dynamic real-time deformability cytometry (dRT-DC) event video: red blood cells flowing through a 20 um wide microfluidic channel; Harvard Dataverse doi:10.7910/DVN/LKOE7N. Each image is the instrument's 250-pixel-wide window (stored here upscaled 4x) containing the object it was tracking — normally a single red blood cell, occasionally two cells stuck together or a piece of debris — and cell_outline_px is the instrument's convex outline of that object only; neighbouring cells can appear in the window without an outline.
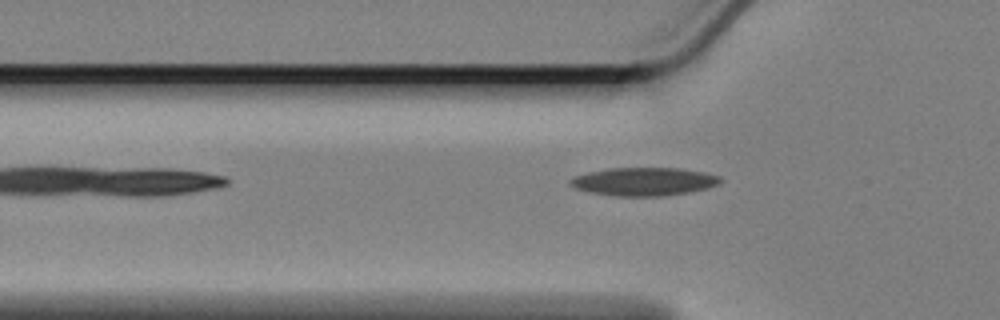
{"species": "Egyptian fruit bat (a non-hibernating species)", "species_latin": "Rousettus aegyptiacus", "temperature_condition": "cold", "stored_images_in_passage": 35, "camera_frame_rate_fps": 3000, "um_per_image_px": 0.085, "animal": {"sex": "female"}, "frame": {"image": 1, "passage_image": 2, "time_ms": 0.333, "image_size_px": [1000, 320], "cell_outline_px": [[724, 180], [720, 184], [708, 188], [688, 192], [660, 196], [616, 196], [592, 192], [576, 188], [568, 184], [568, 180], [572, 176], [588, 172], [608, 168], [680, 168], [704, 172], [720, 176]], "centroid_in_image_um": [54.74, 15.42], "position_along_channel_um": 71.1, "area_um2": 24.8}}
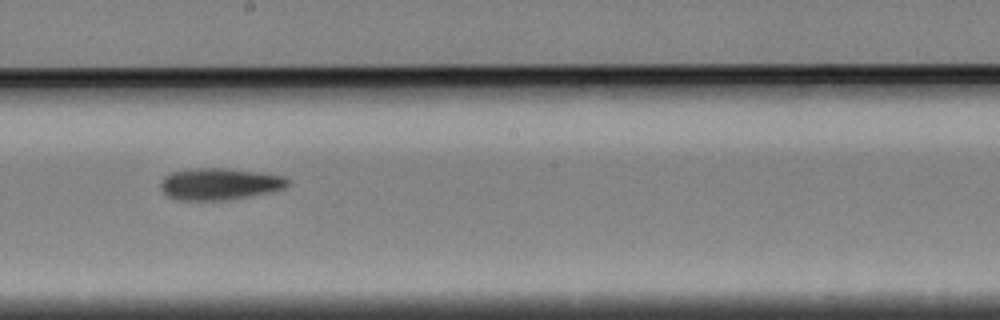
{"frame": {"image": 2, "passage_image": 16, "time_ms": 5.0, "image_size_px": [1000, 320], "cell_outline_px": [[288, 184], [284, 188], [244, 196], [220, 200], [180, 200], [168, 196], [164, 192], [160, 184], [164, 176], [172, 172], [196, 168], [228, 168], [260, 172], [284, 176], [288, 180]], "centroid_in_image_um": [18.62, 15.61], "position_along_channel_um": 229.6, "area_um2": 23.0}}
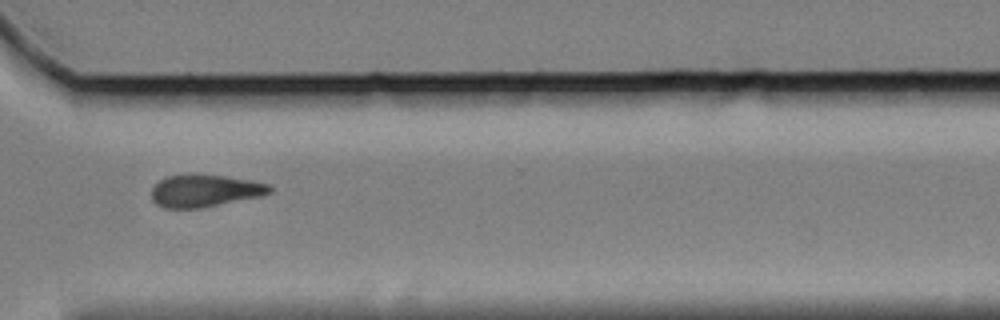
{"frame": {"image": 3, "passage_image": 27, "time_ms": 8.667, "image_size_px": [1000, 320], "cell_outline_px": [[272, 192], [260, 196], [200, 208], [164, 208], [156, 204], [152, 196], [152, 188], [160, 180], [168, 176], [224, 176], [252, 180], [268, 184], [272, 188]], "centroid_in_image_um": [17.43, 16.24], "position_along_channel_um": 353.2, "area_um2": 21.62}}